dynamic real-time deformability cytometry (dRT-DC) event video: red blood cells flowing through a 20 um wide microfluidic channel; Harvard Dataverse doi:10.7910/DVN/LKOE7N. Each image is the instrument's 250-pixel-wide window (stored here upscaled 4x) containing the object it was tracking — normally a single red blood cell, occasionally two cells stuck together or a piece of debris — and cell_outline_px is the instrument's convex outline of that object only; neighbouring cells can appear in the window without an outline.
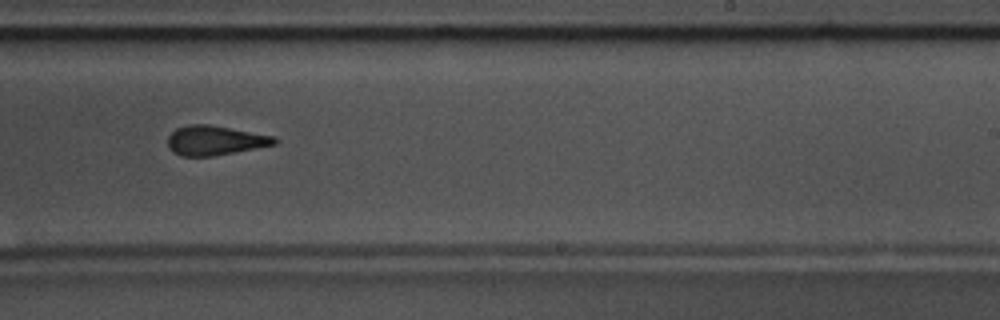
{"species": "common noctule bat (a hibernating species)", "species_latin": "Nyctalus noctula", "temperature_condition": "warm", "stored_images_in_passage": 20, "camera_frame_rate_fps": 3000, "um_per_image_px": 0.085, "animal": {"sex": "male", "body_mass_g": 17.5, "forearm_length_mm": 52.3}, "frame": {"image": 1, "passage_image": 17, "time_ms": 5.333, "image_size_px": [1000, 320], "cell_outline_px": [[280, 140], [276, 144], [212, 156], [180, 156], [172, 152], [168, 148], [168, 136], [176, 128], [188, 124], [208, 124], [272, 136]], "centroid_in_image_um": [18.22, 11.94], "position_along_channel_um": 270.8, "area_um2": 18.21}}